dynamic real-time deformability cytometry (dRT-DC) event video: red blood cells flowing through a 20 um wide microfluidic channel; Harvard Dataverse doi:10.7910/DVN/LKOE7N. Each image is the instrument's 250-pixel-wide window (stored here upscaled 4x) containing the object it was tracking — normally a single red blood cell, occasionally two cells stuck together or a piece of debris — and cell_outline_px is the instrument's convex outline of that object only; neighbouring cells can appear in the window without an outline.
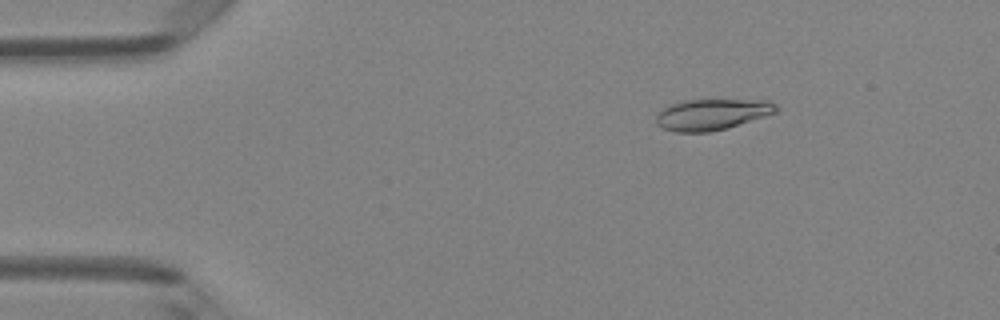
{"species": "Egyptian fruit bat (a non-hibernating species)", "species_latin": "Rousettus aegyptiacus", "temperature_condition": "room temperature", "stored_images_in_passage": 49, "camera_frame_rate_fps": 3000, "um_per_image_px": 0.085, "animal": {"sex": "female"}, "frame": {"image": 1, "passage_image": 8, "time_ms": 2.333, "image_size_px": [1000, 320], "cell_outline_px": [[780, 108], [776, 112], [728, 128], [708, 132], [676, 132], [664, 128], [656, 124], [656, 116], [664, 108], [672, 104], [688, 100], [768, 100], [776, 104]], "centroid_in_image_um": [60.54, 9.73], "position_along_channel_um": 24.5, "area_um2": 21.5}}
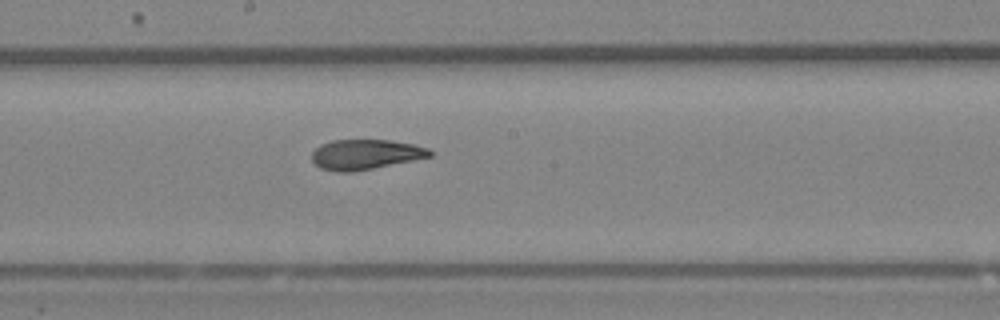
{"frame": {"image": 2, "passage_image": 27, "time_ms": 8.667, "image_size_px": [1000, 320], "cell_outline_px": [[436, 152], [432, 156], [352, 172], [336, 172], [320, 168], [312, 160], [312, 152], [320, 144], [332, 140], [388, 140], [412, 144], [428, 148]], "centroid_in_image_um": [31.05, 13.12], "position_along_channel_um": 217.1, "area_um2": 20.58}}
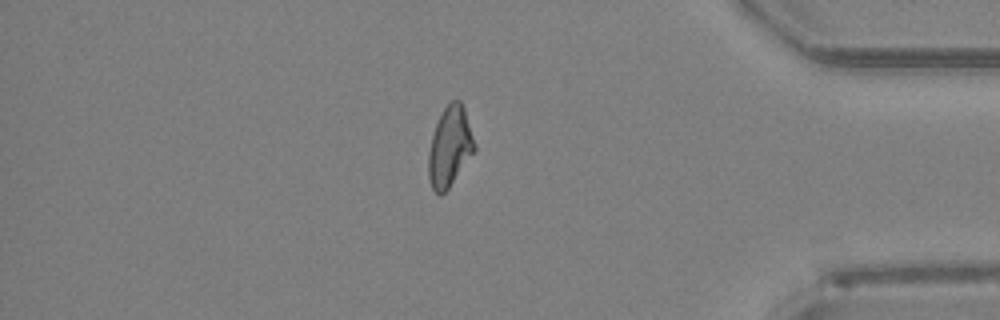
{"frame": {"image": 3, "passage_image": 42, "time_ms": 13.667, "image_size_px": [1000, 320], "cell_outline_px": [[476, 148], [448, 188], [440, 196], [432, 188], [428, 176], [428, 152], [432, 136], [436, 124], [444, 108], [452, 100], [460, 100], [464, 108], [476, 144]], "centroid_in_image_um": [38.22, 12.46], "position_along_channel_um": 397.0, "area_um2": 21.1}, "authors_computed_cell_mechanics": {"area_um2": 21.7328, "velocity_mm_per_s": 4.2116, "shape_relaxation_time_tau1_ms": null, "shape_relaxation_time_tau2_ms": 2.2308, "deformation_change_tau1": null, "deformation_change_tau2": 0.078}}